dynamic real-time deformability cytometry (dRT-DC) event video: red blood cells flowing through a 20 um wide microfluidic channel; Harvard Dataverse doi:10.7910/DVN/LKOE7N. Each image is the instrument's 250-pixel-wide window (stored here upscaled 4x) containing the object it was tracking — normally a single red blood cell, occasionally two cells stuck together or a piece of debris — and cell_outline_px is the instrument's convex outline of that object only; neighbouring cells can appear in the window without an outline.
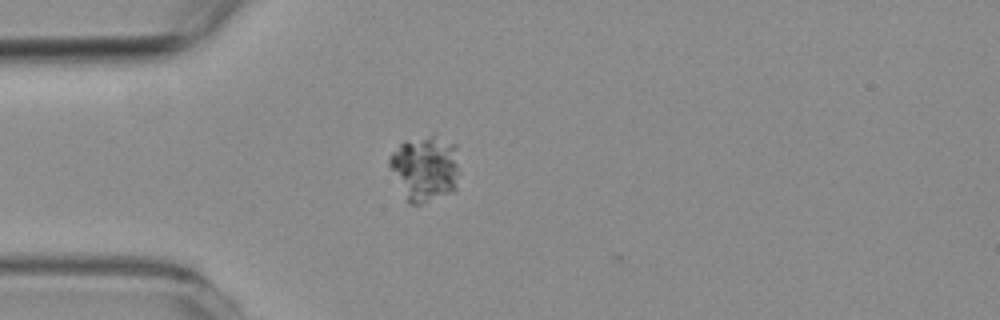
{"species": "common noctule bat (a hibernating species)", "species_latin": "Nyctalus noctula", "temperature_condition": "room temperature", "stored_images_in_passage": 4, "camera_frame_rate_fps": 3000, "um_per_image_px": 0.085, "animal": {"sex": "female", "body_mass_g": 19.3, "forearm_length_mm": 54.1}, "frame": {"image": 1, "passage_image": 3, "time_ms": 0.667, "image_size_px": [1000, 320], "cell_outline_px": [[460, 172], [456, 192], [420, 204], [408, 204], [388, 168], [388, 160], [392, 152], [404, 140], [436, 132], [456, 144]], "centroid_in_image_um": [36.16, 14.28], "position_along_channel_um": 48.8, "area_um2": 28.21}}